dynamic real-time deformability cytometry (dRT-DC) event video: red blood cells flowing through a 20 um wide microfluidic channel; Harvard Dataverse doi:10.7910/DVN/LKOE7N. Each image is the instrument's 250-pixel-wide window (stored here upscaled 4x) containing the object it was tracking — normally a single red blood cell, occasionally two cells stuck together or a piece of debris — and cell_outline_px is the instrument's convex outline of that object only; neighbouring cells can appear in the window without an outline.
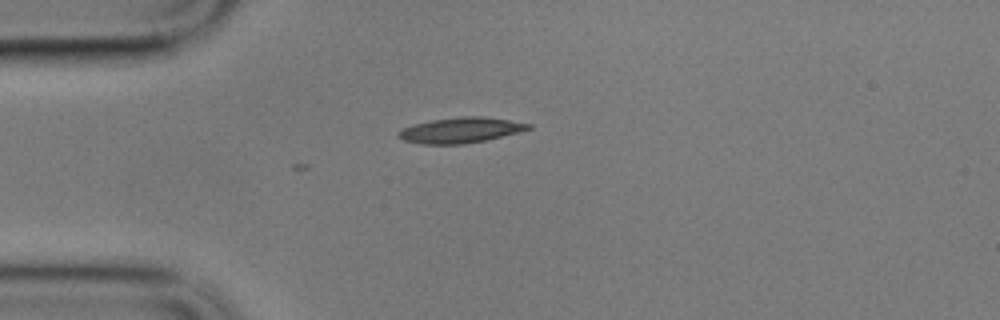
{"species": "common noctule bat (a hibernating species)", "species_latin": "Nyctalus noctula", "temperature_condition": "cold", "stored_images_in_passage": 2, "camera_frame_rate_fps": 3000, "um_per_image_px": 0.085, "animal": {"sex": "male", "body_mass_g": 17.9}, "frame": {"image": 1, "passage_image": 2, "time_ms": 0.333, "image_size_px": [1000, 320], "cell_outline_px": [[532, 128], [484, 140], [464, 144], [424, 144], [404, 140], [396, 136], [396, 132], [404, 128], [416, 124], [432, 120], [464, 116], [480, 116], [508, 120], [532, 124]], "centroid_in_image_um": [39.12, 11.06], "position_along_channel_um": 45.9, "area_um2": 18.84}}